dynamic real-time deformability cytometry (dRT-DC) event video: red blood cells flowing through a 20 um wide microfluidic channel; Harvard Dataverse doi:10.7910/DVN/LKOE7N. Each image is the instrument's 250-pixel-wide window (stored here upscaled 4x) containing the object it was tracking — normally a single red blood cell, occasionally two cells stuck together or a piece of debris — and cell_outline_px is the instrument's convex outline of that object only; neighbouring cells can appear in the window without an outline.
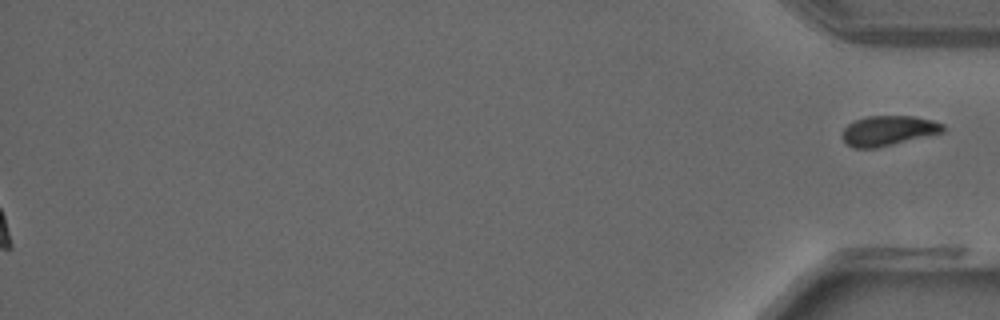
{"species": "common noctule bat (a hibernating species)", "species_latin": "Nyctalus noctula", "temperature_condition": "warm", "stored_images_in_passage": 37, "segment_of_instrument_passage": [2, 2], "camera_frame_rate_fps": 3000, "um_per_image_px": 0.085, "animal": {"sex": "male", "forearm_length_mm": 52.5}, "frame": {"image": 1, "passage_image": 37, "time_ms": 12.0, "image_size_px": [1000, 320], "cell_outline_px": [[944, 132], [876, 148], [852, 148], [844, 140], [844, 128], [848, 124], [856, 120], [868, 116], [912, 116], [932, 120], [944, 124]], "centroid_in_image_um": [75.53, 11.1], "position_along_channel_um": 359.7, "area_um2": 17.34}}